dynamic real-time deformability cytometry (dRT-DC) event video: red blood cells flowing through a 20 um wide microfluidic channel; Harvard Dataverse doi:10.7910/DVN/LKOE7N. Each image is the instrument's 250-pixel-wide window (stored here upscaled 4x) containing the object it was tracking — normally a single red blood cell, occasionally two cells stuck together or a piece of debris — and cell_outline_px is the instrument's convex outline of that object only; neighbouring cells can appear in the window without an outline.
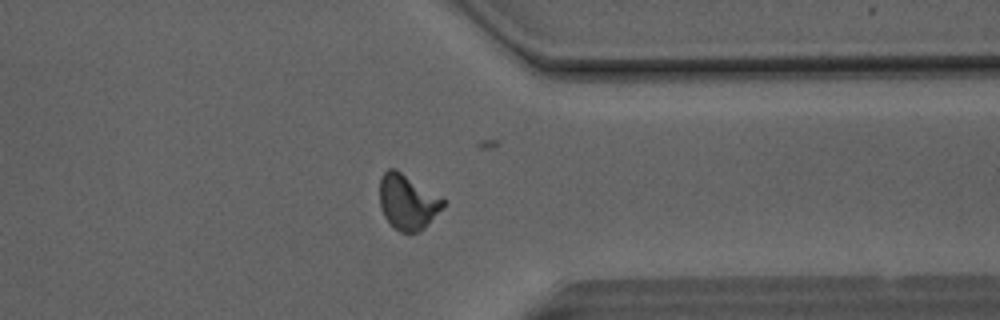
{"species": "Egyptian fruit bat (a non-hibernating species)", "species_latin": "Rousettus aegyptiacus", "temperature_condition": "room temperature", "stored_images_in_passage": 50, "camera_frame_rate_fps": 3000, "um_per_image_px": 0.085, "animal": {"sex": "male"}, "frame": {"image": 1, "passage_image": 39, "time_ms": 12.667, "image_size_px": [1000, 320], "cell_outline_px": [[444, 208], [420, 232], [400, 232], [384, 216], [380, 208], [380, 176], [388, 168], [396, 168], [444, 200]], "centroid_in_image_um": [34.63, 17.16], "position_along_channel_um": 376.8, "area_um2": 20.23}}
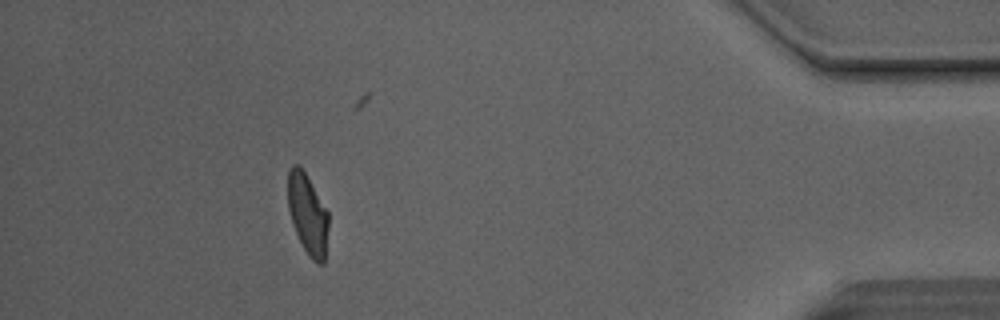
{"frame": {"image": 2, "passage_image": 45, "time_ms": 14.667, "image_size_px": [1000, 320], "cell_outline_px": [[328, 228], [324, 264], [316, 264], [308, 256], [292, 224], [288, 208], [288, 172], [292, 164], [296, 164], [304, 172], [328, 212]], "centroid_in_image_um": [26.15, 18.25], "position_along_channel_um": 409.1, "area_um2": 18.79}, "authors_computed_cell_mechanics": {"area_um2": 20.1722, "velocity_mm_per_s": 4.1269, "shape_relaxation_time_tau1_ms": 3.1406, "shape_relaxation_time_tau2_ms": 1.0888, "deformation_change_tau1": 0.1658, "deformation_change_tau2": 0.0794}}